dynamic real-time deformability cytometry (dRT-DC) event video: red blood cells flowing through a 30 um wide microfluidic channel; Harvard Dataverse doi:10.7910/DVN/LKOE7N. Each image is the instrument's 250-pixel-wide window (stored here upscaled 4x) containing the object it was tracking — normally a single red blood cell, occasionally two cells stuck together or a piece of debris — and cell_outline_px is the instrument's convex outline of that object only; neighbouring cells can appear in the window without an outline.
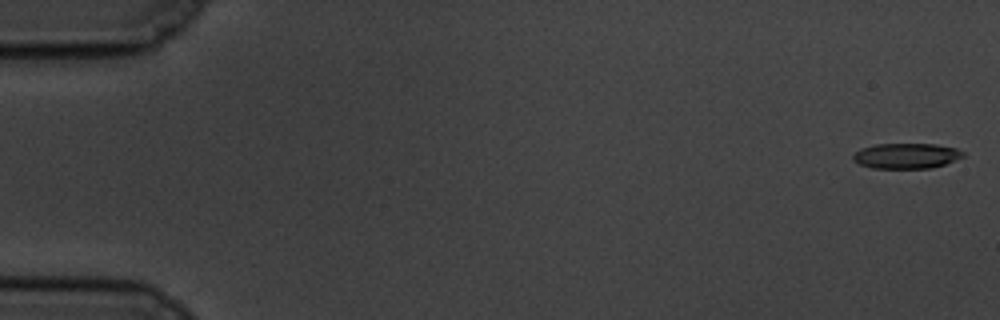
{"species": "common noctule bat (a hibernating species)", "species_latin": "Nyctalus noctula", "temperature_condition": "cold", "stored_images_in_passage": 15, "camera_frame_rate_fps": 3000, "um_per_image_px": 0.085, "animal": {"sex": "male", "body_mass_g": 19.5, "forearm_length_mm": 54.6}, "frame": {"image": 1, "passage_image": 1, "time_ms": 0.0, "image_size_px": [1000, 320], "cell_outline_px": [[964, 156], [944, 164], [932, 168], [872, 168], [860, 164], [852, 160], [852, 156], [860, 148], [876, 144], [936, 144], [956, 148], [964, 152]], "centroid_in_image_um": [77.02, 13.24], "position_along_channel_um": 8.0, "area_um2": 16.24}}
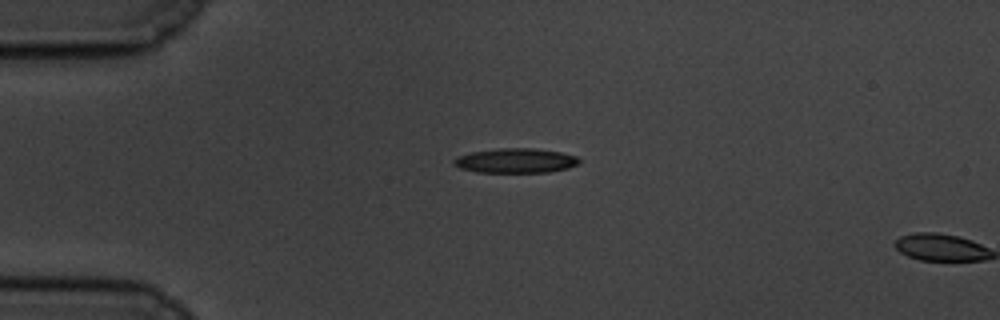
{"frame": {"image": 2, "passage_image": 14, "time_ms": 4.333, "image_size_px": [1000, 320], "cell_outline_px": [[580, 164], [568, 168], [548, 172], [476, 172], [460, 168], [452, 164], [452, 160], [456, 156], [472, 152], [500, 148], [532, 148], [560, 152], [576, 156], [580, 160]], "centroid_in_image_um": [43.81, 13.66], "position_along_channel_um": 41.2, "area_um2": 18.03}}